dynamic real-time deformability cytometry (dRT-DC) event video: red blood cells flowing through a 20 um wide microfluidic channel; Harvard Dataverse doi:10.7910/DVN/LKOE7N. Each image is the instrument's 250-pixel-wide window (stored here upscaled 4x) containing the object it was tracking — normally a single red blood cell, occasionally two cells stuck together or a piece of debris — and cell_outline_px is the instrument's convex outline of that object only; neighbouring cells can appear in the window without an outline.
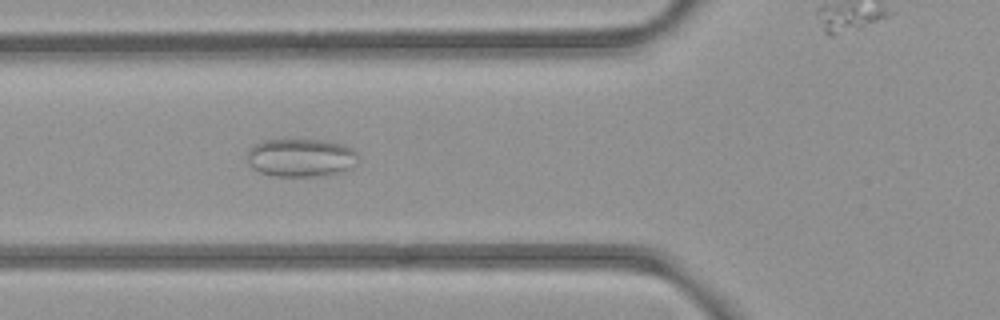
{"species": "common noctule bat (a hibernating species)", "species_latin": "Nyctalus noctula", "temperature_condition": "room temperature", "stored_images_in_passage": 5, "segment_of_instrument_passage": [1, 2], "camera_frame_rate_fps": 3000, "um_per_image_px": 0.085, "animal": {"sex": "female", "body_mass_g": 21.9}, "frame": {"image": 1, "passage_image": 4, "time_ms": 3.333, "image_size_px": [1000, 320], "cell_outline_px": [[360, 160], [352, 168], [328, 176], [272, 176], [260, 172], [252, 168], [248, 160], [248, 152], [256, 144], [264, 140], [316, 140], [340, 144], [352, 148], [356, 152]], "centroid_in_image_um": [25.62, 13.43], "position_along_channel_um": 100.2, "area_um2": 24.68}}